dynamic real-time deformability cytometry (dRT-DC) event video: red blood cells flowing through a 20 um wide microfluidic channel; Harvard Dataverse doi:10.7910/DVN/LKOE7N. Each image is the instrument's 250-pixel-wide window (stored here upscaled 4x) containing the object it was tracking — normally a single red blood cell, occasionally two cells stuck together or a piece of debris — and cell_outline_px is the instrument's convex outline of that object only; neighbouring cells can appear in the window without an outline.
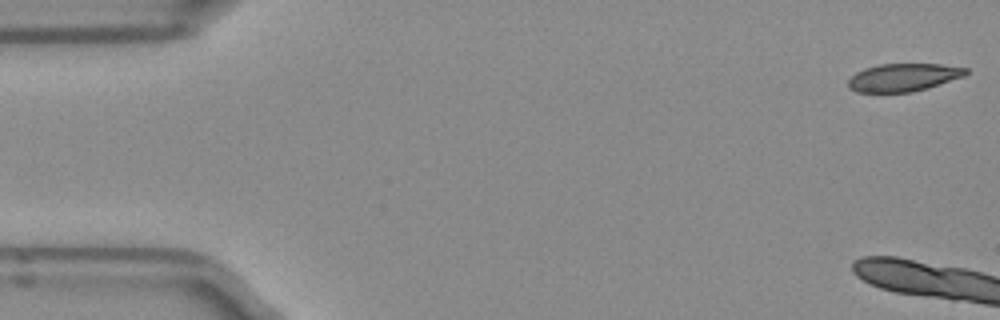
{"species": "Egyptian fruit bat (a non-hibernating species)", "species_latin": "Rousettus aegyptiacus", "temperature_condition": "room temperature", "stored_images_in_passage": 4, "camera_frame_rate_fps": 3000, "um_per_image_px": 0.085, "frame": {"image": 1, "passage_image": 1, "time_ms": 0.0, "image_size_px": [1000, 320], "cell_outline_px": [[968, 72], [964, 76], [928, 88], [912, 92], [856, 92], [848, 88], [848, 80], [856, 72], [864, 68], [880, 64], [940, 64], [968, 68]], "centroid_in_image_um": [76.78, 6.58], "position_along_channel_um": 8.2, "area_um2": 19.13}}